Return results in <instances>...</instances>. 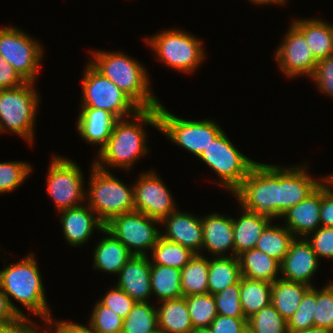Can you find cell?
<instances>
[{
  "label": "cell",
  "instance_id": "1",
  "mask_svg": "<svg viewBox=\"0 0 333 333\" xmlns=\"http://www.w3.org/2000/svg\"><path fill=\"white\" fill-rule=\"evenodd\" d=\"M142 124L159 130L158 108L140 109L130 118L117 119L107 143L99 150V159H94L93 164L104 171L108 170L106 164L130 170L134 162L149 151L145 145L147 135Z\"/></svg>",
  "mask_w": 333,
  "mask_h": 333
},
{
  "label": "cell",
  "instance_id": "2",
  "mask_svg": "<svg viewBox=\"0 0 333 333\" xmlns=\"http://www.w3.org/2000/svg\"><path fill=\"white\" fill-rule=\"evenodd\" d=\"M89 63L111 80L140 109L158 108L161 103L150 89V80L144 66L125 53L94 51Z\"/></svg>",
  "mask_w": 333,
  "mask_h": 333
},
{
  "label": "cell",
  "instance_id": "3",
  "mask_svg": "<svg viewBox=\"0 0 333 333\" xmlns=\"http://www.w3.org/2000/svg\"><path fill=\"white\" fill-rule=\"evenodd\" d=\"M34 253H30L21 261L0 271V286L6 294L11 308L19 315L26 316L11 297L21 303L31 313L47 319L51 308L47 304L45 289L41 280L40 269L37 266Z\"/></svg>",
  "mask_w": 333,
  "mask_h": 333
},
{
  "label": "cell",
  "instance_id": "4",
  "mask_svg": "<svg viewBox=\"0 0 333 333\" xmlns=\"http://www.w3.org/2000/svg\"><path fill=\"white\" fill-rule=\"evenodd\" d=\"M233 194L245 210L279 218V166L256 162Z\"/></svg>",
  "mask_w": 333,
  "mask_h": 333
},
{
  "label": "cell",
  "instance_id": "5",
  "mask_svg": "<svg viewBox=\"0 0 333 333\" xmlns=\"http://www.w3.org/2000/svg\"><path fill=\"white\" fill-rule=\"evenodd\" d=\"M91 174L90 188L86 190L85 199L104 224L117 215L135 210L133 185L126 186L109 170H101L94 164Z\"/></svg>",
  "mask_w": 333,
  "mask_h": 333
},
{
  "label": "cell",
  "instance_id": "6",
  "mask_svg": "<svg viewBox=\"0 0 333 333\" xmlns=\"http://www.w3.org/2000/svg\"><path fill=\"white\" fill-rule=\"evenodd\" d=\"M33 85V82H26L15 88L0 89V133L9 130L30 145L40 102Z\"/></svg>",
  "mask_w": 333,
  "mask_h": 333
},
{
  "label": "cell",
  "instance_id": "7",
  "mask_svg": "<svg viewBox=\"0 0 333 333\" xmlns=\"http://www.w3.org/2000/svg\"><path fill=\"white\" fill-rule=\"evenodd\" d=\"M146 41L157 54V60L182 73L194 71L205 58L202 41L183 30H164Z\"/></svg>",
  "mask_w": 333,
  "mask_h": 333
},
{
  "label": "cell",
  "instance_id": "8",
  "mask_svg": "<svg viewBox=\"0 0 333 333\" xmlns=\"http://www.w3.org/2000/svg\"><path fill=\"white\" fill-rule=\"evenodd\" d=\"M219 176L221 187L234 193L256 161L241 153L222 131L198 157Z\"/></svg>",
  "mask_w": 333,
  "mask_h": 333
},
{
  "label": "cell",
  "instance_id": "9",
  "mask_svg": "<svg viewBox=\"0 0 333 333\" xmlns=\"http://www.w3.org/2000/svg\"><path fill=\"white\" fill-rule=\"evenodd\" d=\"M159 131L176 145L199 157L205 148L223 131L212 120L181 119L158 107Z\"/></svg>",
  "mask_w": 333,
  "mask_h": 333
},
{
  "label": "cell",
  "instance_id": "10",
  "mask_svg": "<svg viewBox=\"0 0 333 333\" xmlns=\"http://www.w3.org/2000/svg\"><path fill=\"white\" fill-rule=\"evenodd\" d=\"M83 75L81 107L107 110L117 119L130 117L140 110L121 89L90 63L86 65Z\"/></svg>",
  "mask_w": 333,
  "mask_h": 333
},
{
  "label": "cell",
  "instance_id": "11",
  "mask_svg": "<svg viewBox=\"0 0 333 333\" xmlns=\"http://www.w3.org/2000/svg\"><path fill=\"white\" fill-rule=\"evenodd\" d=\"M153 223L159 224L160 221L134 210L113 217L105 224V229L133 255H147L146 251H151L161 236Z\"/></svg>",
  "mask_w": 333,
  "mask_h": 333
},
{
  "label": "cell",
  "instance_id": "12",
  "mask_svg": "<svg viewBox=\"0 0 333 333\" xmlns=\"http://www.w3.org/2000/svg\"><path fill=\"white\" fill-rule=\"evenodd\" d=\"M0 54L26 82L35 83L43 48L33 37L12 26L0 28Z\"/></svg>",
  "mask_w": 333,
  "mask_h": 333
},
{
  "label": "cell",
  "instance_id": "13",
  "mask_svg": "<svg viewBox=\"0 0 333 333\" xmlns=\"http://www.w3.org/2000/svg\"><path fill=\"white\" fill-rule=\"evenodd\" d=\"M51 161L47 176V194L53 199L57 210L84 204V178L77 163L56 155H53Z\"/></svg>",
  "mask_w": 333,
  "mask_h": 333
},
{
  "label": "cell",
  "instance_id": "14",
  "mask_svg": "<svg viewBox=\"0 0 333 333\" xmlns=\"http://www.w3.org/2000/svg\"><path fill=\"white\" fill-rule=\"evenodd\" d=\"M134 184L135 210L161 221L176 211L174 198L155 171L141 174Z\"/></svg>",
  "mask_w": 333,
  "mask_h": 333
},
{
  "label": "cell",
  "instance_id": "15",
  "mask_svg": "<svg viewBox=\"0 0 333 333\" xmlns=\"http://www.w3.org/2000/svg\"><path fill=\"white\" fill-rule=\"evenodd\" d=\"M274 55L279 68L289 78L299 77L302 74L311 78L318 63L303 33L293 23Z\"/></svg>",
  "mask_w": 333,
  "mask_h": 333
},
{
  "label": "cell",
  "instance_id": "16",
  "mask_svg": "<svg viewBox=\"0 0 333 333\" xmlns=\"http://www.w3.org/2000/svg\"><path fill=\"white\" fill-rule=\"evenodd\" d=\"M307 168L304 164L296 167L279 166V217L305 199L326 178L322 177V181L313 179L305 170Z\"/></svg>",
  "mask_w": 333,
  "mask_h": 333
},
{
  "label": "cell",
  "instance_id": "17",
  "mask_svg": "<svg viewBox=\"0 0 333 333\" xmlns=\"http://www.w3.org/2000/svg\"><path fill=\"white\" fill-rule=\"evenodd\" d=\"M317 254L305 238H294L289 251L280 263L281 278L287 281L311 285V279L319 266ZM283 276V277H282Z\"/></svg>",
  "mask_w": 333,
  "mask_h": 333
},
{
  "label": "cell",
  "instance_id": "18",
  "mask_svg": "<svg viewBox=\"0 0 333 333\" xmlns=\"http://www.w3.org/2000/svg\"><path fill=\"white\" fill-rule=\"evenodd\" d=\"M160 223L166 227L165 232H161V237L179 243L195 254L202 252L203 227L200 217L176 210L163 218Z\"/></svg>",
  "mask_w": 333,
  "mask_h": 333
},
{
  "label": "cell",
  "instance_id": "19",
  "mask_svg": "<svg viewBox=\"0 0 333 333\" xmlns=\"http://www.w3.org/2000/svg\"><path fill=\"white\" fill-rule=\"evenodd\" d=\"M60 212L62 213L60 221L63 228V235L66 242L71 246L77 247L86 243L91 238L94 229L100 232L105 229V224L98 216H95V212L87 204L64 209Z\"/></svg>",
  "mask_w": 333,
  "mask_h": 333
},
{
  "label": "cell",
  "instance_id": "20",
  "mask_svg": "<svg viewBox=\"0 0 333 333\" xmlns=\"http://www.w3.org/2000/svg\"><path fill=\"white\" fill-rule=\"evenodd\" d=\"M150 268L147 255H133L120 270L116 285L135 302H148L152 296Z\"/></svg>",
  "mask_w": 333,
  "mask_h": 333
},
{
  "label": "cell",
  "instance_id": "21",
  "mask_svg": "<svg viewBox=\"0 0 333 333\" xmlns=\"http://www.w3.org/2000/svg\"><path fill=\"white\" fill-rule=\"evenodd\" d=\"M321 184L305 199L287 210L281 218H285V227L297 238H306L320 226Z\"/></svg>",
  "mask_w": 333,
  "mask_h": 333
},
{
  "label": "cell",
  "instance_id": "22",
  "mask_svg": "<svg viewBox=\"0 0 333 333\" xmlns=\"http://www.w3.org/2000/svg\"><path fill=\"white\" fill-rule=\"evenodd\" d=\"M201 223L203 227L202 250L206 248L209 253L213 254V257H228L225 253L231 250V256H234L232 218L211 213L202 217Z\"/></svg>",
  "mask_w": 333,
  "mask_h": 333
},
{
  "label": "cell",
  "instance_id": "23",
  "mask_svg": "<svg viewBox=\"0 0 333 333\" xmlns=\"http://www.w3.org/2000/svg\"><path fill=\"white\" fill-rule=\"evenodd\" d=\"M77 121L80 136L89 144L100 145L99 150L107 143L117 118L107 110L81 107Z\"/></svg>",
  "mask_w": 333,
  "mask_h": 333
},
{
  "label": "cell",
  "instance_id": "24",
  "mask_svg": "<svg viewBox=\"0 0 333 333\" xmlns=\"http://www.w3.org/2000/svg\"><path fill=\"white\" fill-rule=\"evenodd\" d=\"M292 23L303 33L317 62L333 54V25L316 18L295 19Z\"/></svg>",
  "mask_w": 333,
  "mask_h": 333
},
{
  "label": "cell",
  "instance_id": "25",
  "mask_svg": "<svg viewBox=\"0 0 333 333\" xmlns=\"http://www.w3.org/2000/svg\"><path fill=\"white\" fill-rule=\"evenodd\" d=\"M102 233L107 234L95 247L93 267L108 274L119 275L120 270L133 254L109 231L104 229Z\"/></svg>",
  "mask_w": 333,
  "mask_h": 333
},
{
  "label": "cell",
  "instance_id": "26",
  "mask_svg": "<svg viewBox=\"0 0 333 333\" xmlns=\"http://www.w3.org/2000/svg\"><path fill=\"white\" fill-rule=\"evenodd\" d=\"M242 208L240 218L233 219L234 256L255 248L258 238L266 226L272 222L269 218L254 214Z\"/></svg>",
  "mask_w": 333,
  "mask_h": 333
},
{
  "label": "cell",
  "instance_id": "27",
  "mask_svg": "<svg viewBox=\"0 0 333 333\" xmlns=\"http://www.w3.org/2000/svg\"><path fill=\"white\" fill-rule=\"evenodd\" d=\"M243 277L252 280L275 282L280 273V262L261 250L253 248L238 256Z\"/></svg>",
  "mask_w": 333,
  "mask_h": 333
},
{
  "label": "cell",
  "instance_id": "28",
  "mask_svg": "<svg viewBox=\"0 0 333 333\" xmlns=\"http://www.w3.org/2000/svg\"><path fill=\"white\" fill-rule=\"evenodd\" d=\"M311 287L301 282L279 278L272 283L271 304L288 321L294 315L305 293Z\"/></svg>",
  "mask_w": 333,
  "mask_h": 333
},
{
  "label": "cell",
  "instance_id": "29",
  "mask_svg": "<svg viewBox=\"0 0 333 333\" xmlns=\"http://www.w3.org/2000/svg\"><path fill=\"white\" fill-rule=\"evenodd\" d=\"M161 302L156 308L158 327L164 333H191L193 326L185 297Z\"/></svg>",
  "mask_w": 333,
  "mask_h": 333
},
{
  "label": "cell",
  "instance_id": "30",
  "mask_svg": "<svg viewBox=\"0 0 333 333\" xmlns=\"http://www.w3.org/2000/svg\"><path fill=\"white\" fill-rule=\"evenodd\" d=\"M242 277L238 257H214L209 259L208 293L215 295Z\"/></svg>",
  "mask_w": 333,
  "mask_h": 333
},
{
  "label": "cell",
  "instance_id": "31",
  "mask_svg": "<svg viewBox=\"0 0 333 333\" xmlns=\"http://www.w3.org/2000/svg\"><path fill=\"white\" fill-rule=\"evenodd\" d=\"M150 282L152 294L156 295L159 301L183 297L180 269L151 264Z\"/></svg>",
  "mask_w": 333,
  "mask_h": 333
},
{
  "label": "cell",
  "instance_id": "32",
  "mask_svg": "<svg viewBox=\"0 0 333 333\" xmlns=\"http://www.w3.org/2000/svg\"><path fill=\"white\" fill-rule=\"evenodd\" d=\"M272 283L263 280L240 279V302L246 319L271 303Z\"/></svg>",
  "mask_w": 333,
  "mask_h": 333
},
{
  "label": "cell",
  "instance_id": "33",
  "mask_svg": "<svg viewBox=\"0 0 333 333\" xmlns=\"http://www.w3.org/2000/svg\"><path fill=\"white\" fill-rule=\"evenodd\" d=\"M209 258L195 254L181 269V292L184 297L208 293Z\"/></svg>",
  "mask_w": 333,
  "mask_h": 333
},
{
  "label": "cell",
  "instance_id": "34",
  "mask_svg": "<svg viewBox=\"0 0 333 333\" xmlns=\"http://www.w3.org/2000/svg\"><path fill=\"white\" fill-rule=\"evenodd\" d=\"M294 238L288 228L283 225H272L270 222L258 238L255 248L281 263Z\"/></svg>",
  "mask_w": 333,
  "mask_h": 333
},
{
  "label": "cell",
  "instance_id": "35",
  "mask_svg": "<svg viewBox=\"0 0 333 333\" xmlns=\"http://www.w3.org/2000/svg\"><path fill=\"white\" fill-rule=\"evenodd\" d=\"M151 253L153 259L151 264L165 265L180 270L195 255L190 249L161 236L159 237L157 244L152 248Z\"/></svg>",
  "mask_w": 333,
  "mask_h": 333
},
{
  "label": "cell",
  "instance_id": "36",
  "mask_svg": "<svg viewBox=\"0 0 333 333\" xmlns=\"http://www.w3.org/2000/svg\"><path fill=\"white\" fill-rule=\"evenodd\" d=\"M157 328L156 307L149 302H136L123 319L121 333H150Z\"/></svg>",
  "mask_w": 333,
  "mask_h": 333
},
{
  "label": "cell",
  "instance_id": "37",
  "mask_svg": "<svg viewBox=\"0 0 333 333\" xmlns=\"http://www.w3.org/2000/svg\"><path fill=\"white\" fill-rule=\"evenodd\" d=\"M185 299L193 329L209 327L218 315L214 295L195 294Z\"/></svg>",
  "mask_w": 333,
  "mask_h": 333
},
{
  "label": "cell",
  "instance_id": "38",
  "mask_svg": "<svg viewBox=\"0 0 333 333\" xmlns=\"http://www.w3.org/2000/svg\"><path fill=\"white\" fill-rule=\"evenodd\" d=\"M251 333H288L287 321L270 303L247 319Z\"/></svg>",
  "mask_w": 333,
  "mask_h": 333
},
{
  "label": "cell",
  "instance_id": "39",
  "mask_svg": "<svg viewBox=\"0 0 333 333\" xmlns=\"http://www.w3.org/2000/svg\"><path fill=\"white\" fill-rule=\"evenodd\" d=\"M316 288L312 286L304 295L294 315L287 321L288 333H298L314 327Z\"/></svg>",
  "mask_w": 333,
  "mask_h": 333
},
{
  "label": "cell",
  "instance_id": "40",
  "mask_svg": "<svg viewBox=\"0 0 333 333\" xmlns=\"http://www.w3.org/2000/svg\"><path fill=\"white\" fill-rule=\"evenodd\" d=\"M30 164L21 161L0 163V194L16 190L31 172Z\"/></svg>",
  "mask_w": 333,
  "mask_h": 333
},
{
  "label": "cell",
  "instance_id": "41",
  "mask_svg": "<svg viewBox=\"0 0 333 333\" xmlns=\"http://www.w3.org/2000/svg\"><path fill=\"white\" fill-rule=\"evenodd\" d=\"M90 316V328L96 333H121L123 319L99 301L96 302Z\"/></svg>",
  "mask_w": 333,
  "mask_h": 333
},
{
  "label": "cell",
  "instance_id": "42",
  "mask_svg": "<svg viewBox=\"0 0 333 333\" xmlns=\"http://www.w3.org/2000/svg\"><path fill=\"white\" fill-rule=\"evenodd\" d=\"M314 327L333 330V284L328 283L321 289H316V305Z\"/></svg>",
  "mask_w": 333,
  "mask_h": 333
},
{
  "label": "cell",
  "instance_id": "43",
  "mask_svg": "<svg viewBox=\"0 0 333 333\" xmlns=\"http://www.w3.org/2000/svg\"><path fill=\"white\" fill-rule=\"evenodd\" d=\"M217 313L228 317H245L240 302V281L214 295Z\"/></svg>",
  "mask_w": 333,
  "mask_h": 333
},
{
  "label": "cell",
  "instance_id": "44",
  "mask_svg": "<svg viewBox=\"0 0 333 333\" xmlns=\"http://www.w3.org/2000/svg\"><path fill=\"white\" fill-rule=\"evenodd\" d=\"M103 306L112 309L117 315L124 319L136 303L117 285L110 289L104 297L98 300Z\"/></svg>",
  "mask_w": 333,
  "mask_h": 333
},
{
  "label": "cell",
  "instance_id": "45",
  "mask_svg": "<svg viewBox=\"0 0 333 333\" xmlns=\"http://www.w3.org/2000/svg\"><path fill=\"white\" fill-rule=\"evenodd\" d=\"M313 233H310L306 239L317 254L318 259L320 257L333 259V227L320 226ZM310 235L312 236L311 240Z\"/></svg>",
  "mask_w": 333,
  "mask_h": 333
},
{
  "label": "cell",
  "instance_id": "46",
  "mask_svg": "<svg viewBox=\"0 0 333 333\" xmlns=\"http://www.w3.org/2000/svg\"><path fill=\"white\" fill-rule=\"evenodd\" d=\"M311 79L323 94L333 97V54L318 61Z\"/></svg>",
  "mask_w": 333,
  "mask_h": 333
},
{
  "label": "cell",
  "instance_id": "47",
  "mask_svg": "<svg viewBox=\"0 0 333 333\" xmlns=\"http://www.w3.org/2000/svg\"><path fill=\"white\" fill-rule=\"evenodd\" d=\"M331 187H333V177L328 175L321 183L320 223L325 227H333V190Z\"/></svg>",
  "mask_w": 333,
  "mask_h": 333
},
{
  "label": "cell",
  "instance_id": "48",
  "mask_svg": "<svg viewBox=\"0 0 333 333\" xmlns=\"http://www.w3.org/2000/svg\"><path fill=\"white\" fill-rule=\"evenodd\" d=\"M209 327L213 333H245L248 330L245 317H228L219 314Z\"/></svg>",
  "mask_w": 333,
  "mask_h": 333
},
{
  "label": "cell",
  "instance_id": "49",
  "mask_svg": "<svg viewBox=\"0 0 333 333\" xmlns=\"http://www.w3.org/2000/svg\"><path fill=\"white\" fill-rule=\"evenodd\" d=\"M26 81L0 54V89L18 87Z\"/></svg>",
  "mask_w": 333,
  "mask_h": 333
},
{
  "label": "cell",
  "instance_id": "50",
  "mask_svg": "<svg viewBox=\"0 0 333 333\" xmlns=\"http://www.w3.org/2000/svg\"><path fill=\"white\" fill-rule=\"evenodd\" d=\"M33 325V326H31ZM37 324L33 323L28 316H18L14 321L1 324L0 333H47L46 329L42 331L36 330Z\"/></svg>",
  "mask_w": 333,
  "mask_h": 333
},
{
  "label": "cell",
  "instance_id": "51",
  "mask_svg": "<svg viewBox=\"0 0 333 333\" xmlns=\"http://www.w3.org/2000/svg\"><path fill=\"white\" fill-rule=\"evenodd\" d=\"M46 326H50V330H52V326H54V329L52 330L53 333H96L90 328V325H80L77 323H70V321H54L53 317L50 315L47 319L44 320ZM56 322V323H55ZM49 333V332H48ZM51 333V332H50Z\"/></svg>",
  "mask_w": 333,
  "mask_h": 333
},
{
  "label": "cell",
  "instance_id": "52",
  "mask_svg": "<svg viewBox=\"0 0 333 333\" xmlns=\"http://www.w3.org/2000/svg\"><path fill=\"white\" fill-rule=\"evenodd\" d=\"M19 315L11 308L8 298L0 286V325L14 321Z\"/></svg>",
  "mask_w": 333,
  "mask_h": 333
},
{
  "label": "cell",
  "instance_id": "53",
  "mask_svg": "<svg viewBox=\"0 0 333 333\" xmlns=\"http://www.w3.org/2000/svg\"><path fill=\"white\" fill-rule=\"evenodd\" d=\"M298 333H333L332 329L329 328H322V327H311L305 331H301Z\"/></svg>",
  "mask_w": 333,
  "mask_h": 333
},
{
  "label": "cell",
  "instance_id": "54",
  "mask_svg": "<svg viewBox=\"0 0 333 333\" xmlns=\"http://www.w3.org/2000/svg\"><path fill=\"white\" fill-rule=\"evenodd\" d=\"M251 2L255 3V4H279V5H283V3L280 0H250Z\"/></svg>",
  "mask_w": 333,
  "mask_h": 333
},
{
  "label": "cell",
  "instance_id": "55",
  "mask_svg": "<svg viewBox=\"0 0 333 333\" xmlns=\"http://www.w3.org/2000/svg\"><path fill=\"white\" fill-rule=\"evenodd\" d=\"M191 333H213L210 327L196 328Z\"/></svg>",
  "mask_w": 333,
  "mask_h": 333
},
{
  "label": "cell",
  "instance_id": "56",
  "mask_svg": "<svg viewBox=\"0 0 333 333\" xmlns=\"http://www.w3.org/2000/svg\"><path fill=\"white\" fill-rule=\"evenodd\" d=\"M150 333H164L159 327Z\"/></svg>",
  "mask_w": 333,
  "mask_h": 333
},
{
  "label": "cell",
  "instance_id": "57",
  "mask_svg": "<svg viewBox=\"0 0 333 333\" xmlns=\"http://www.w3.org/2000/svg\"><path fill=\"white\" fill-rule=\"evenodd\" d=\"M283 4L285 3L286 4V2H287V0H280Z\"/></svg>",
  "mask_w": 333,
  "mask_h": 333
}]
</instances>
